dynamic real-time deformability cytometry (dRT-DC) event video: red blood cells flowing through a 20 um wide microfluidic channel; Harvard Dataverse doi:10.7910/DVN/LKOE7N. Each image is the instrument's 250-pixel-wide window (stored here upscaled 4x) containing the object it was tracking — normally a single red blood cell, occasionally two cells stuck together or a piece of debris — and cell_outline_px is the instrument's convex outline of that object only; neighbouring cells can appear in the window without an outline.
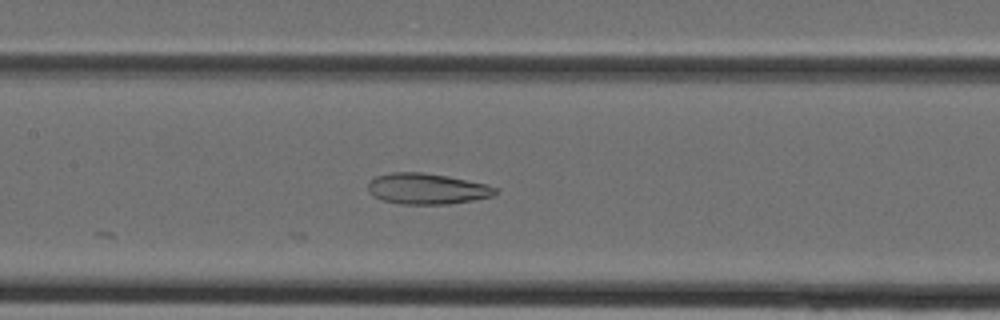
{"species": "Egyptian fruit bat (a non-hibernating species)", "species_latin": "Rousettus aegyptiacus", "temperature_condition": "cold", "stored_images_in_passage": 11, "camera_frame_rate_fps": 3000, "um_per_image_px": 0.085, "animal": {"sex": "female"}, "frame": {"image": 1, "passage_image": 7, "time_ms": 2.0, "image_size_px": [1000, 320], "cell_outline_px": [[496, 196], [448, 204], [400, 204], [380, 200], [372, 196], [368, 192], [368, 180], [376, 176], [392, 172], [424, 172], [488, 184], [496, 188]], "centroid_in_image_um": [36.25, 16.05], "position_along_channel_um": 171.2, "area_um2": 23.12}}